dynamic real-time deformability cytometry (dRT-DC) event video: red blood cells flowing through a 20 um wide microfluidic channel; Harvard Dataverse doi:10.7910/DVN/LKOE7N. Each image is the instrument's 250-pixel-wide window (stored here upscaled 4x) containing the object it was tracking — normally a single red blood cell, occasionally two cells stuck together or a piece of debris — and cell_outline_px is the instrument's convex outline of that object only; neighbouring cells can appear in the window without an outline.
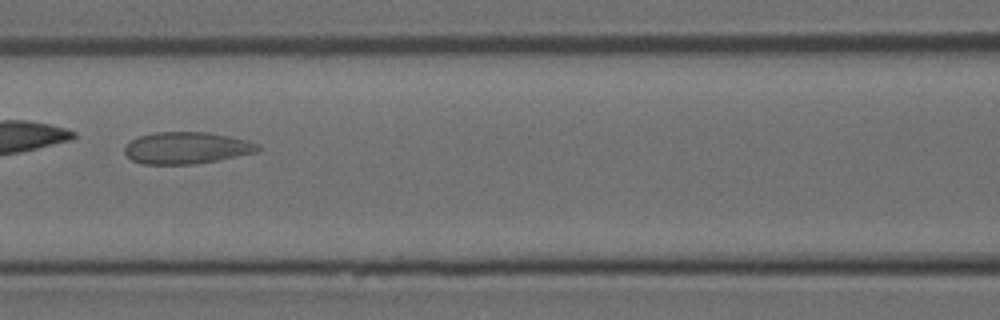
{"species": "Egyptian fruit bat (a non-hibernating species)", "species_latin": "Rousettus aegyptiacus", "temperature_condition": "room temperature", "stored_images_in_passage": 35, "camera_frame_rate_fps": 3000, "um_per_image_px": 0.085, "animal": {"sex": "female"}, "frame": {"image": 1, "passage_image": 7, "time_ms": 2.0, "image_size_px": [1000, 320], "cell_outline_px": [[260, 148], [256, 152], [216, 160], [192, 164], [144, 164], [132, 160], [124, 152], [124, 148], [132, 140], [140, 136], [152, 132], [208, 132], [248, 140], [260, 144]], "centroid_in_image_um": [15.86, 12.56], "position_along_channel_um": 150.7, "area_um2": 24.51}}
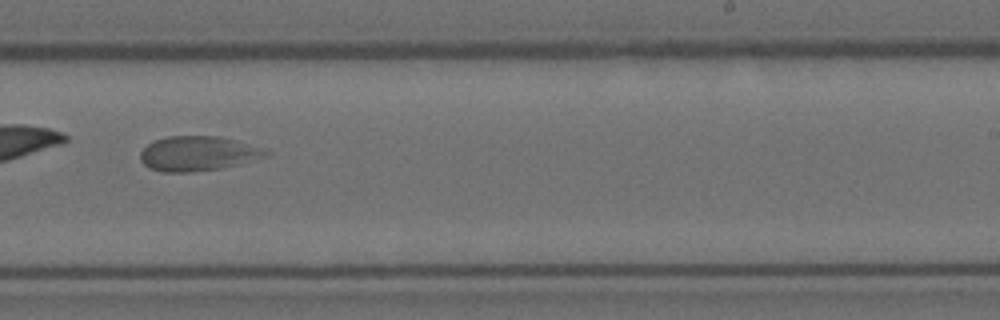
{"frame": {"image": 2, "passage_image": 16, "time_ms": 5.0, "image_size_px": [1000, 320], "cell_outline_px": [[272, 152], [268, 156], [224, 168], [188, 172], [164, 172], [152, 168], [144, 164], [140, 160], [140, 152], [148, 144], [156, 140], [168, 136], [220, 136], [236, 140]], "centroid_in_image_um": [16.84, 13.05], "position_along_channel_um": 272.2, "area_um2": 25.26}}
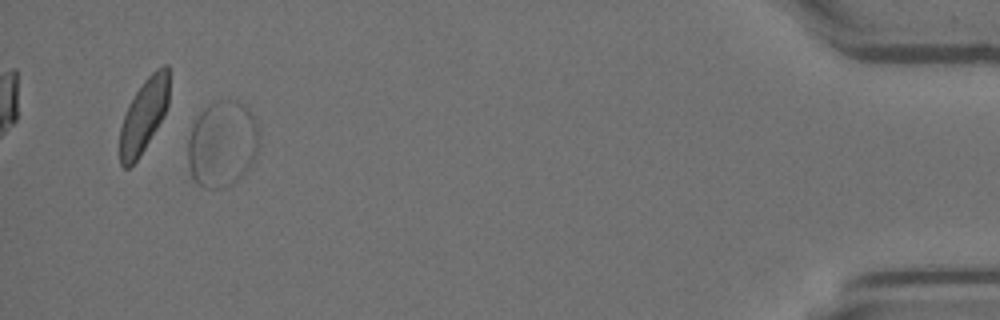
{"frame": {"image": 3, "passage_image": 32, "time_ms": 10.333, "image_size_px": [1000, 320], "cell_outline_px": [[256, 152], [248, 168], [232, 184], [224, 188], [204, 188], [192, 176], [188, 164], [188, 140], [192, 128], [200, 112], [208, 104], [216, 100], [236, 100], [244, 104], [252, 116], [256, 124]], "centroid_in_image_um": [18.84, 12.22], "position_along_channel_um": 416.4, "area_um2": 35.08}}